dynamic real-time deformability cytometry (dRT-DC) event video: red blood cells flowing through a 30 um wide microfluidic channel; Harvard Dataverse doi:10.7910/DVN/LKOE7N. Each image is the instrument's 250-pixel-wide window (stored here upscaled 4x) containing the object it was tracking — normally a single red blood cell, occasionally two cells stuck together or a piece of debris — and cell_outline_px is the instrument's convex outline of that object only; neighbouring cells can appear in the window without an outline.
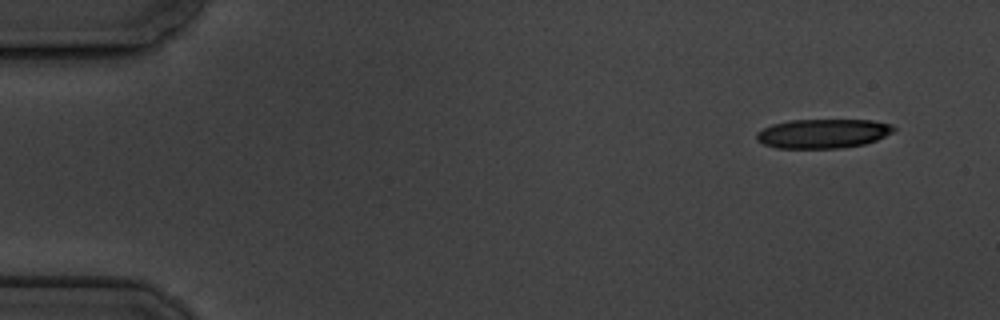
{"species": "common noctule bat (a hibernating species)", "species_latin": "Nyctalus noctula", "temperature_condition": "cold", "stored_images_in_passage": 4, "camera_frame_rate_fps": 3000, "um_per_image_px": 0.085, "animal": {"sex": "male", "body_mass_g": 19.5, "forearm_length_mm": 54.6}, "frame": {"image": 1, "passage_image": 1, "time_ms": 0.0, "image_size_px": [1000, 320], "cell_outline_px": [[896, 128], [892, 132], [876, 140], [864, 144], [840, 148], [776, 148], [764, 144], [756, 140], [756, 132], [772, 124], [788, 120], [872, 120], [892, 124]], "centroid_in_image_um": [69.93, 11.35], "position_along_channel_um": 15.1, "area_um2": 23.41}}
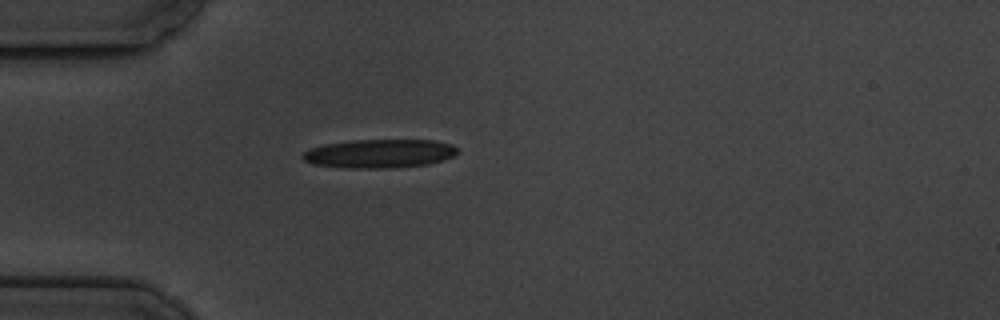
{"frame": {"image": 2, "passage_image": 4, "time_ms": 4.0, "image_size_px": [1000, 320], "cell_outline_px": [[460, 152], [444, 160], [428, 164], [396, 168], [340, 168], [312, 164], [304, 160], [300, 156], [304, 152], [312, 148], [324, 144], [352, 140], [432, 140], [452, 144], [460, 148]], "centroid_in_image_um": [32.28, 13.06], "position_along_channel_um": 52.7, "area_um2": 26.24}}